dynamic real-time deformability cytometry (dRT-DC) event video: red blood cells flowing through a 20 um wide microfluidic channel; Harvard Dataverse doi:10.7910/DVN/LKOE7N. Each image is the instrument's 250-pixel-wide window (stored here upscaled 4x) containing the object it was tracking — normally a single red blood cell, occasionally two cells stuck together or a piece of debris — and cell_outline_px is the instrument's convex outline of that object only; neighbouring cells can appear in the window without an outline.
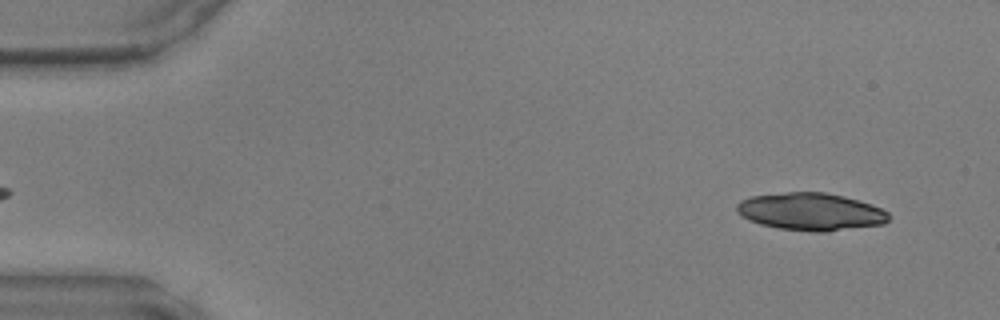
{"species": "common noctule bat (a hibernating species)", "species_latin": "Nyctalus noctula", "temperature_condition": "warm", "stored_images_in_passage": 46, "camera_frame_rate_fps": 3000, "um_per_image_px": 0.085, "animal": {"sex": "male", "body_mass_g": 17.9, "forearm_length_mm": 54.2}, "frame": {"image": 1, "passage_image": 3, "time_ms": 0.667, "image_size_px": [1000, 320], "cell_outline_px": [[888, 220], [884, 224], [824, 232], [812, 232], [776, 228], [760, 224], [748, 220], [740, 216], [736, 212], [736, 204], [740, 200], [752, 196], [788, 192], [824, 192], [844, 196], [860, 200], [872, 204], [888, 212]], "centroid_in_image_um": [68.89, 17.99], "position_along_channel_um": 16.1, "area_um2": 33.47}}